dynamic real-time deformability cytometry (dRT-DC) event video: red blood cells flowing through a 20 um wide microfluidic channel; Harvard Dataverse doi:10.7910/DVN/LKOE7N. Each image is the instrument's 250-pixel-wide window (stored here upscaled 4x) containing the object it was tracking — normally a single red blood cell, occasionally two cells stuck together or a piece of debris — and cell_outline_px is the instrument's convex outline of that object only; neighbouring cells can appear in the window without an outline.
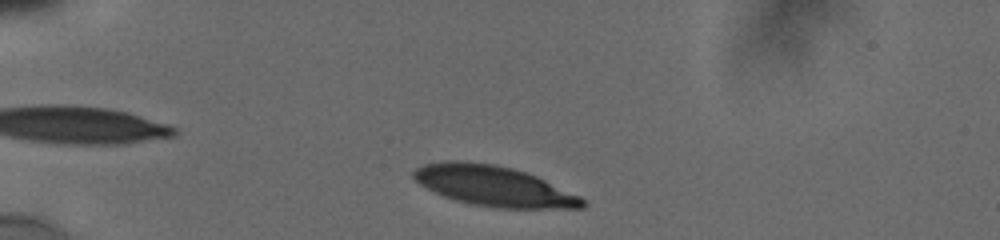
{"species": "human", "species_latin": "Homo sapiens", "temperature_condition": "cold", "stored_images_in_passage": 7, "camera_frame_rate_fps": 3000, "um_per_image_px": 0.085, "donor": {"sex": "male"}, "frame": {"image": 1, "passage_image": 1, "time_ms": 0.0, "image_size_px": [1000, 240], "cell_outline_px": [[588, 204], [584, 208], [496, 208], [468, 204], [444, 196], [420, 184], [412, 176], [412, 172], [416, 168], [424, 164], [448, 160], [456, 160], [492, 164], [512, 168], [536, 176], [580, 196], [588, 200]], "centroid_in_image_um": [41.99, 15.82], "position_along_channel_um": 43.0, "area_um2": 39.54}}
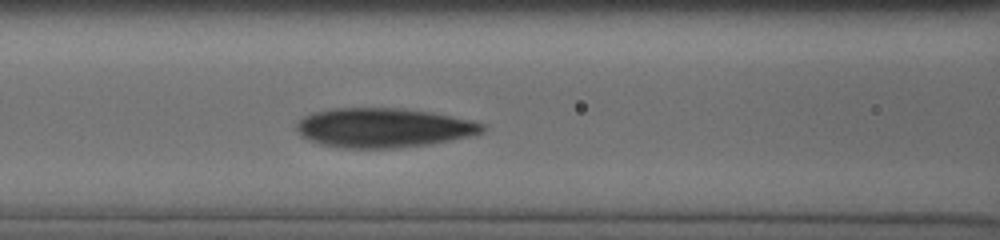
{"frame": {"image": 2, "passage_image": 7, "time_ms": 3.667, "image_size_px": [1000, 240], "cell_outline_px": [[484, 132], [476, 136], [432, 144], [396, 148], [340, 148], [320, 144], [308, 140], [300, 136], [296, 128], [296, 124], [304, 116], [312, 112], [332, 108], [404, 108], [432, 112], [472, 120], [484, 124]], "centroid_in_image_um": [32.62, 10.86], "position_along_channel_um": 134.0, "area_um2": 43.35}}